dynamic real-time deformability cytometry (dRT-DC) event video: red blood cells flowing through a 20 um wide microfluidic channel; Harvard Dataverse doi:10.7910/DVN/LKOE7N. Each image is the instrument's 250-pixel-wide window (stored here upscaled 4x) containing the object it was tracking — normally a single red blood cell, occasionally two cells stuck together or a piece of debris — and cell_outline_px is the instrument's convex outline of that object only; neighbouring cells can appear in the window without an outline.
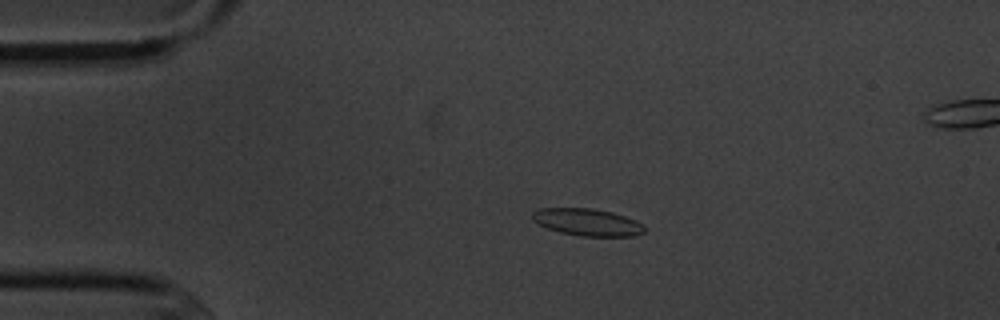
{"species": "common noctule bat (a hibernating species)", "species_latin": "Nyctalus noctula", "temperature_condition": "cold", "stored_images_in_passage": 3, "camera_frame_rate_fps": 3000, "um_per_image_px": 0.085, "animal": {"sex": "male", "body_mass_g": 20.1, "forearm_length_mm": 53.5}, "frame": {"image": 1, "passage_image": 2, "time_ms": 1.333, "image_size_px": [1000, 320], "cell_outline_px": [[644, 232], [632, 236], [580, 236], [560, 232], [548, 228], [532, 220], [532, 212], [540, 208], [592, 208], [612, 212], [636, 220], [644, 228]], "centroid_in_image_um": [49.9, 18.88], "position_along_channel_um": 35.1, "area_um2": 17.57}}